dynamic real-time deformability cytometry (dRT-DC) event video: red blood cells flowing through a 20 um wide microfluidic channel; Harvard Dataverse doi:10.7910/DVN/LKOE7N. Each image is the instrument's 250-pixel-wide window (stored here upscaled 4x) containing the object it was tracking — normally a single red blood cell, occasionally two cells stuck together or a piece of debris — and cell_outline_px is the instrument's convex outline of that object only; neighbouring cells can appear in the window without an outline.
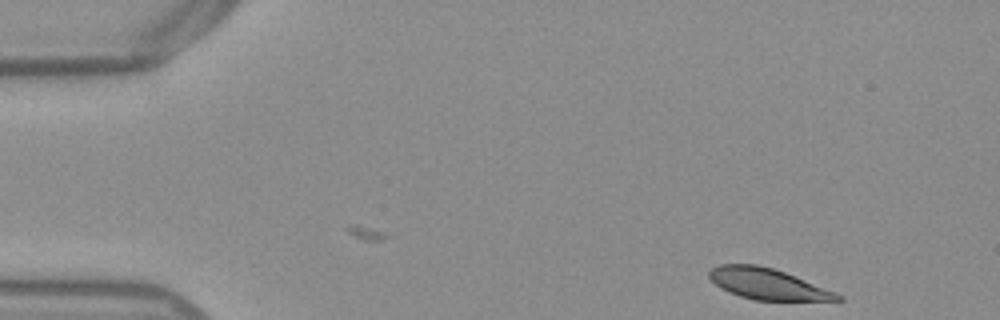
{"species": "Egyptian fruit bat (a non-hibernating species)", "species_latin": "Rousettus aegyptiacus", "temperature_condition": "warm", "stored_images_in_passage": 3, "camera_frame_rate_fps": 3000, "um_per_image_px": 0.085, "frame": {"image": 1, "passage_image": 3, "time_ms": 0.667, "image_size_px": [1000, 320], "cell_outline_px": [[844, 300], [756, 300], [740, 296], [728, 292], [720, 288], [708, 276], [708, 272], [712, 268], [720, 264], [756, 264], [772, 268], [784, 272], [836, 292], [844, 296]], "centroid_in_image_um": [65.23, 24.13], "position_along_channel_um": 19.8, "area_um2": 22.95}}